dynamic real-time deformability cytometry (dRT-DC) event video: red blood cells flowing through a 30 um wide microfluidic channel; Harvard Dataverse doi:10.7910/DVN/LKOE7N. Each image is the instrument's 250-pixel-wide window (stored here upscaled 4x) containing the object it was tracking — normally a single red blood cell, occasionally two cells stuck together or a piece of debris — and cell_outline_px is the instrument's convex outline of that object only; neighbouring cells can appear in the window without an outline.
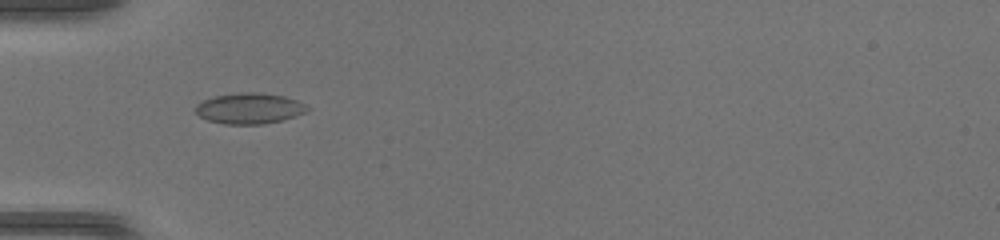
{"species": "common noctule bat (a hibernating species)", "species_latin": "Nyctalus noctula", "temperature_condition": "warm", "stored_images_in_passage": 32, "camera_frame_rate_fps": 3000, "um_per_image_px": 0.085, "animal": {"sex": "female", "body_mass_g": 17.0, "forearm_length_mm": 48.0}, "frame": {"image": 1, "passage_image": 1, "time_ms": 0.0, "image_size_px": [1000, 240], "cell_outline_px": [[312, 108], [308, 112], [284, 120], [264, 124], [224, 124], [208, 120], [200, 116], [196, 112], [196, 104], [204, 100], [216, 96], [240, 92], [260, 92], [284, 96], [296, 100]], "centroid_in_image_um": [21.25, 9.22], "position_along_channel_um": 63.7, "area_um2": 20.17}}
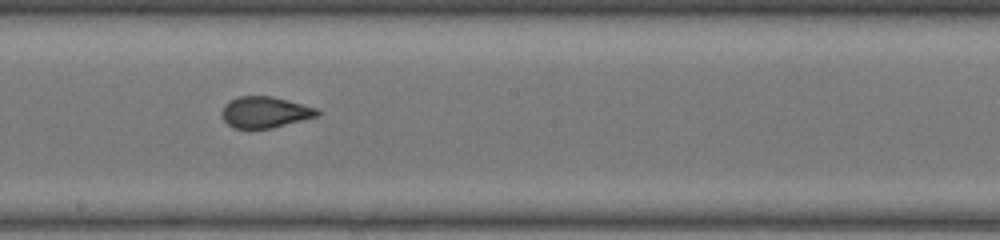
{"frame": {"image": 2, "passage_image": 12, "time_ms": 3.667, "image_size_px": [1000, 240], "cell_outline_px": [[320, 116], [272, 128], [232, 128], [224, 120], [220, 112], [224, 104], [228, 100], [236, 96], [272, 96], [288, 100], [316, 108], [320, 112]], "centroid_in_image_um": [22.5, 9.53], "position_along_channel_um": 225.7, "area_um2": 17.57}}
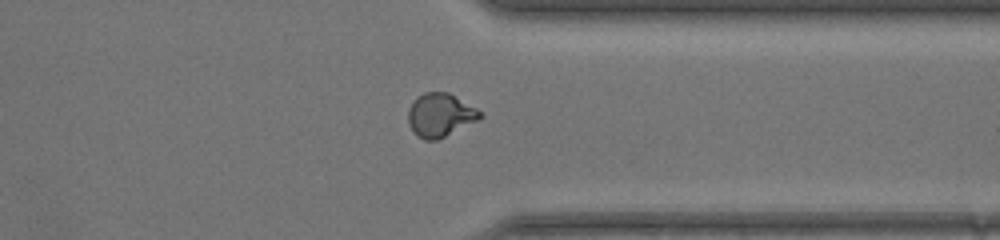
{"frame": {"image": 3, "passage_image": 22, "time_ms": 7.0, "image_size_px": [1000, 240], "cell_outline_px": [[484, 116], [436, 140], [424, 140], [416, 136], [408, 124], [408, 108], [412, 100], [416, 96], [424, 92], [448, 92], [484, 112]], "centroid_in_image_um": [37.38, 9.76], "position_along_channel_um": 374.0, "area_um2": 18.26}}